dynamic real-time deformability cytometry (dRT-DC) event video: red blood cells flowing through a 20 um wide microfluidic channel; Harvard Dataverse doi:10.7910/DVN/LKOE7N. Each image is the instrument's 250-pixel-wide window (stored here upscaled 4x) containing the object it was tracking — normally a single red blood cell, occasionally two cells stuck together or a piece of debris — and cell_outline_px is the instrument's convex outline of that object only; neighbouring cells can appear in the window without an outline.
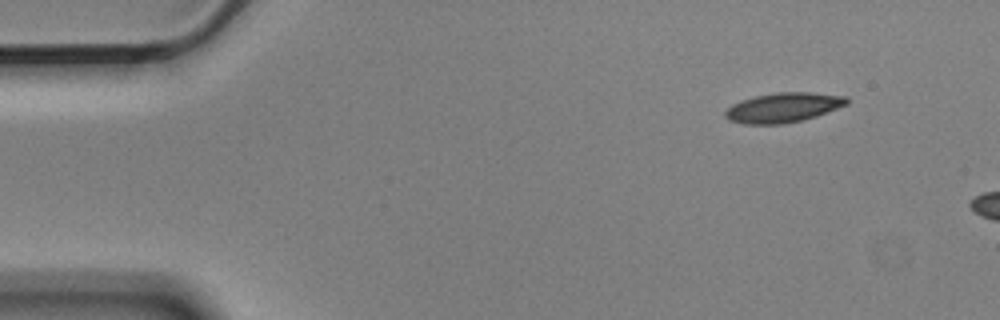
{"species": "Egyptian fruit bat (a non-hibernating species)", "species_latin": "Rousettus aegyptiacus", "temperature_condition": "cold", "stored_images_in_passage": 3, "camera_frame_rate_fps": 3000, "um_per_image_px": 0.085, "animal": {"sex": "male"}, "frame": {"image": 1, "passage_image": 1, "time_ms": 0.0, "image_size_px": [1000, 320], "cell_outline_px": [[848, 104], [816, 116], [784, 124], [744, 124], [728, 120], [724, 116], [724, 112], [732, 104], [740, 100], [756, 96], [776, 92], [812, 92], [848, 96]], "centroid_in_image_um": [66.56, 9.13], "position_along_channel_um": 18.4, "area_um2": 21.1}}